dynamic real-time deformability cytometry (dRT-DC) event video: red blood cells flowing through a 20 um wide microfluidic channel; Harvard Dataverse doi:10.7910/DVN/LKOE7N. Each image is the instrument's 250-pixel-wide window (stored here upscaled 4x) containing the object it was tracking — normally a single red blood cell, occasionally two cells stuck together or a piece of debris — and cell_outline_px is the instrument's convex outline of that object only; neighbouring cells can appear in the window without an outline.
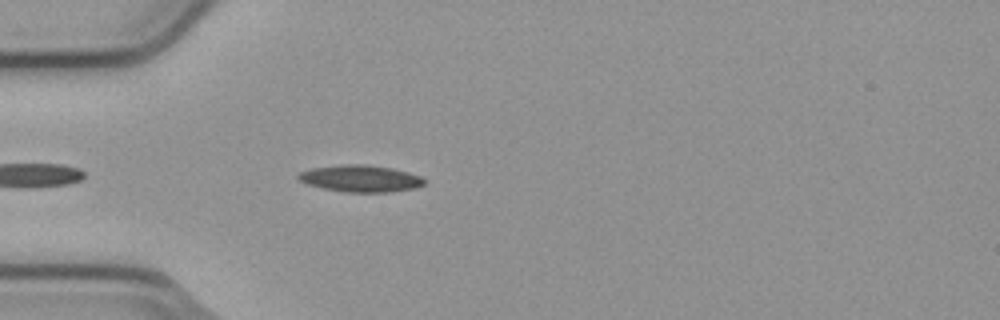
{"species": "common noctule bat (a hibernating species)", "species_latin": "Nyctalus noctula", "temperature_condition": "cold", "stored_images_in_passage": 4, "camera_frame_rate_fps": 3000, "um_per_image_px": 0.085, "animal": {"sex": "male", "body_mass_g": 23.1, "forearm_length_mm": 52.7}, "frame": {"image": 1, "passage_image": 4, "time_ms": 1.0, "image_size_px": [1000, 320], "cell_outline_px": [[424, 184], [412, 188], [388, 192], [344, 192], [324, 188], [308, 184], [300, 180], [296, 176], [300, 172], [312, 168], [340, 164], [364, 164], [392, 168], [408, 172], [420, 176], [424, 180]], "centroid_in_image_um": [30.62, 15.16], "position_along_channel_um": 54.4, "area_um2": 19.48}}